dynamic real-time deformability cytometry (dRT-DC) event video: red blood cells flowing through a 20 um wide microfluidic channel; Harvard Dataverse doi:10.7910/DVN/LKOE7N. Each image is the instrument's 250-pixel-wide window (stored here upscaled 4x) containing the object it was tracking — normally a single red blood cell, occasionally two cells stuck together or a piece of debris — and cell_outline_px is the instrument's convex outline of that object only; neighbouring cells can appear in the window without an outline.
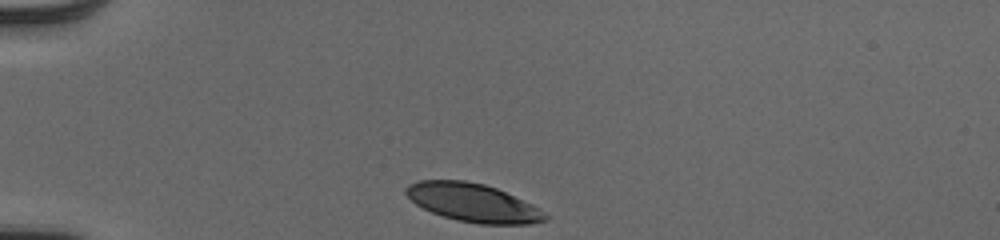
{"species": "human", "species_latin": "Homo sapiens", "temperature_condition": "cold", "stored_images_in_passage": 31, "camera_frame_rate_fps": 3000, "um_per_image_px": 0.085, "donor": {"sex": "male"}, "frame": {"image": 1, "passage_image": 1, "time_ms": 0.0, "image_size_px": [1000, 240], "cell_outline_px": [[552, 216], [548, 220], [532, 224], [480, 224], [456, 220], [432, 212], [416, 204], [404, 192], [404, 188], [408, 184], [416, 180], [464, 180], [484, 184], [496, 188], [532, 204], [540, 208]], "centroid_in_image_um": [40.24, 17.23], "position_along_channel_um": 44.8, "area_um2": 31.27}}
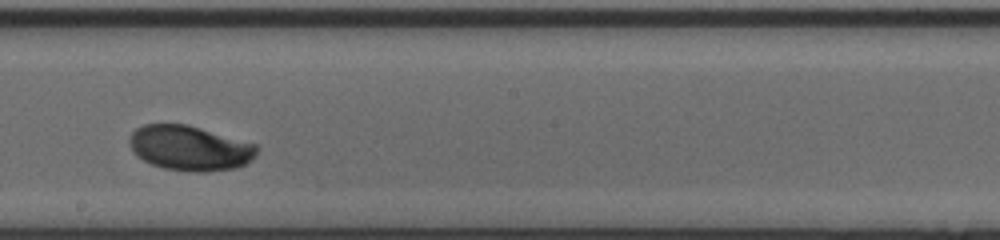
{"frame": {"image": 2, "passage_image": 18, "time_ms": 5.667, "image_size_px": [1000, 240], "cell_outline_px": [[260, 148], [256, 156], [252, 160], [236, 168], [208, 172], [188, 172], [164, 168], [152, 164], [136, 156], [128, 140], [132, 132], [136, 128], [144, 124], [188, 124], [256, 144]], "centroid_in_image_um": [16.15, 12.59], "position_along_channel_um": 232.0, "area_um2": 33.64}}
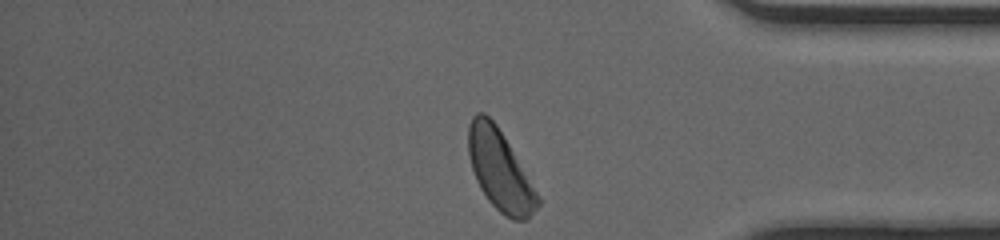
{"frame": {"image": 3, "passage_image": 31, "time_ms": 10.0, "image_size_px": [1000, 240], "cell_outline_px": [[540, 204], [524, 220], [512, 220], [504, 216], [488, 200], [480, 188], [476, 180], [468, 156], [468, 124], [472, 116], [476, 112], [484, 112], [496, 124], [504, 136], [536, 192], [540, 200]], "centroid_in_image_um": [42.44, 14.44], "position_along_channel_um": 392.8, "area_um2": 31.91}, "authors_computed_cell_mechanics": {"area_um2": 32.5992, "velocity_mm_per_s": 4.0227, "shape_relaxation_time_tau1_ms": 2.9021, "shape_relaxation_time_tau2_ms": null, "deformation_change_tau1": 0.1522, "deformation_change_tau2": null}}